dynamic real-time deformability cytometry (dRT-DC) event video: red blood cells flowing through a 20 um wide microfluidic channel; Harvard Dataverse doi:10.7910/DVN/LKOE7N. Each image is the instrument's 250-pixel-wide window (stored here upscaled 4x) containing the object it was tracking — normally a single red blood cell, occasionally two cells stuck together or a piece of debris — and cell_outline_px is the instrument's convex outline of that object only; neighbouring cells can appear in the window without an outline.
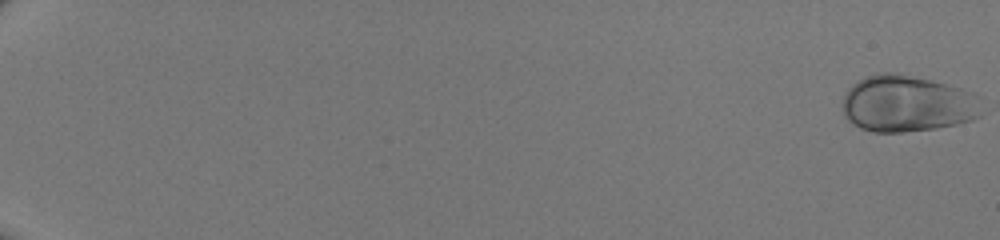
{"species": "human", "species_latin": "Homo sapiens", "temperature_condition": "room temperature", "stored_images_in_passage": 51, "camera_frame_rate_fps": 3000, "um_per_image_px": 0.085, "donor": {"sex": "male"}, "frame": {"image": 1, "passage_image": 1, "time_ms": 0.0, "image_size_px": [1000, 240], "cell_outline_px": [[980, 116], [972, 120], [956, 124], [936, 128], [904, 132], [872, 132], [860, 128], [852, 124], [844, 116], [840, 108], [844, 96], [848, 88], [852, 84], [864, 76], [880, 72], [896, 72], [932, 80], [976, 92]], "centroid_in_image_um": [77.05, 8.8], "position_along_channel_um": 7.9, "area_um2": 46.41}}
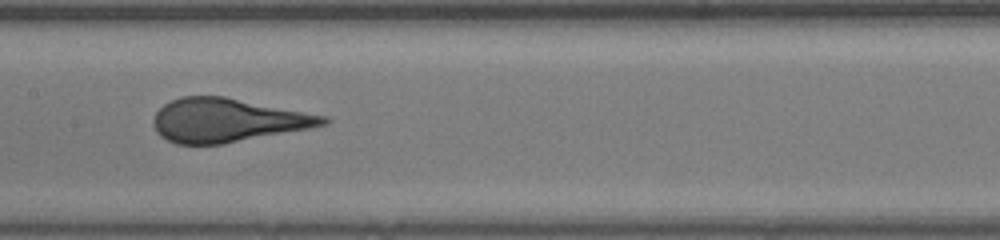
{"frame": {"image": 2, "passage_image": 30, "time_ms": 9.667, "image_size_px": [1000, 240], "cell_outline_px": [[332, 120], [328, 124], [308, 128], [224, 144], [176, 144], [160, 136], [156, 132], [152, 124], [152, 120], [156, 112], [164, 104], [180, 96], [224, 96], [328, 116]], "centroid_in_image_um": [19.31, 10.22], "position_along_channel_um": 188.1, "area_um2": 43.23}}
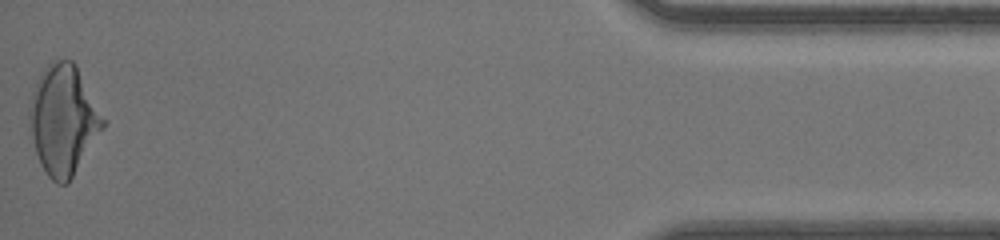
{"frame": {"image": 3, "passage_image": 51, "time_ms": 16.667, "image_size_px": [1000, 240], "cell_outline_px": [[108, 120], [104, 128], [68, 184], [56, 184], [48, 176], [40, 164], [36, 152], [32, 136], [28, 116], [28, 112], [32, 92], [36, 80], [44, 68], [52, 60], [72, 60], [76, 64]], "centroid_in_image_um": [5.42, 10.17], "position_along_channel_um": 429.8, "area_um2": 47.57}}